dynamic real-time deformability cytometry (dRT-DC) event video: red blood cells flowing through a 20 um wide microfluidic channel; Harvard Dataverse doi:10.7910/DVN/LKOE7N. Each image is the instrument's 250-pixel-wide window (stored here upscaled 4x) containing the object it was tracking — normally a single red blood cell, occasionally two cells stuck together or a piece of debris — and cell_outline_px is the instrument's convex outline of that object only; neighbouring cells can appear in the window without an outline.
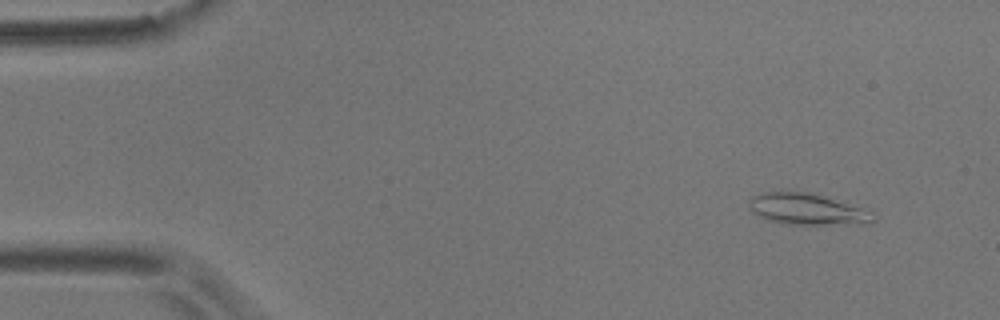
{"species": "common noctule bat (a hibernating species)", "species_latin": "Nyctalus noctula", "temperature_condition": "room temperature", "stored_images_in_passage": 4, "camera_frame_rate_fps": 3000, "um_per_image_px": 0.085, "animal": {"sex": "male", "body_mass_g": 17.9}, "frame": {"image": 1, "passage_image": 1, "time_ms": 0.0, "image_size_px": [1000, 320], "cell_outline_px": [[876, 220], [868, 224], [788, 224], [768, 220], [752, 212], [752, 196], [760, 192], [808, 192], [824, 196], [872, 212], [876, 216]], "centroid_in_image_um": [68.65, 17.79], "position_along_channel_um": 16.3, "area_um2": 22.2}}